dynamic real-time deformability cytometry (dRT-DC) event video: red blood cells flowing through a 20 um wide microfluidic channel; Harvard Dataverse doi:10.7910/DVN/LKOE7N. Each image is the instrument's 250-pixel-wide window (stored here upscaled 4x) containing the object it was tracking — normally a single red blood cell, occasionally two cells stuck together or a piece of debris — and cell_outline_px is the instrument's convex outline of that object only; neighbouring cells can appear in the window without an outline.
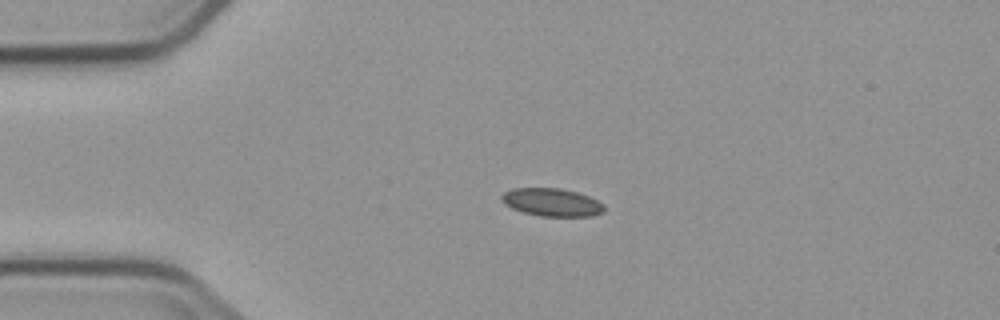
{"species": "common noctule bat (a hibernating species)", "species_latin": "Nyctalus noctula", "temperature_condition": "cold", "stored_images_in_passage": 2, "camera_frame_rate_fps": 3000, "um_per_image_px": 0.085, "animal": {"sex": "male", "body_mass_g": 23.1, "forearm_length_mm": 52.7}, "frame": {"image": 1, "passage_image": 1, "time_ms": 0.0, "image_size_px": [1000, 320], "cell_outline_px": [[604, 212], [592, 216], [540, 216], [524, 212], [512, 208], [504, 204], [500, 200], [500, 196], [504, 192], [512, 188], [560, 188], [576, 192], [588, 196], [604, 204]], "centroid_in_image_um": [46.88, 17.19], "position_along_channel_um": 38.1, "area_um2": 16.7}}